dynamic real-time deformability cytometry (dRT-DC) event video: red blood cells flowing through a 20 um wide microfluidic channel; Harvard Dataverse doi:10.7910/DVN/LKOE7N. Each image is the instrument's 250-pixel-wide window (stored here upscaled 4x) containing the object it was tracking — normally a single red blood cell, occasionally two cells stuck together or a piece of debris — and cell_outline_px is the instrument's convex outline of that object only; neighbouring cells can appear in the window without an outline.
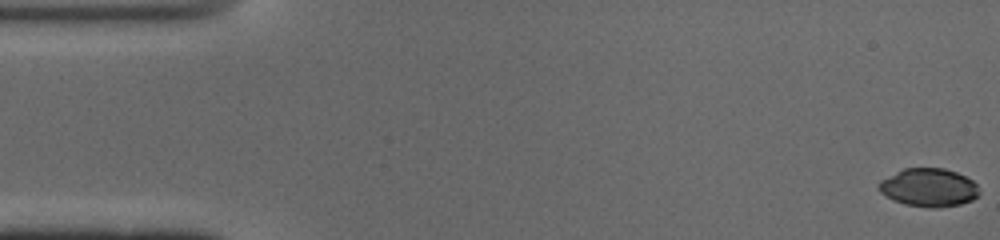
{"species": "common noctule bat (a hibernating species)", "species_latin": "Nyctalus noctula", "temperature_condition": "cold", "stored_images_in_passage": 51, "camera_frame_rate_fps": 3000, "um_per_image_px": 0.085, "animal": {"sex": "male", "body_mass_g": 19.0, "forearm_length_mm": 50.8}, "frame": {"image": 1, "passage_image": 1, "time_ms": 0.0, "image_size_px": [1000, 240], "cell_outline_px": [[980, 192], [972, 200], [960, 204], [940, 208], [932, 208], [904, 204], [892, 200], [884, 196], [876, 188], [880, 180], [904, 168], [944, 168], [956, 172], [972, 180], [976, 184]], "centroid_in_image_um": [78.91, 15.95], "position_along_channel_um": 6.1, "area_um2": 22.54}}
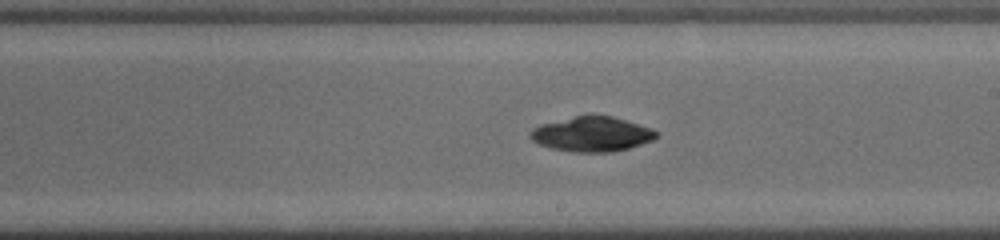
{"frame": {"image": 2, "passage_image": 29, "time_ms": 9.333, "image_size_px": [1000, 240], "cell_outline_px": [[660, 136], [652, 140], [628, 148], [612, 152], [572, 152], [552, 148], [540, 144], [532, 140], [528, 136], [532, 128], [540, 124], [576, 116], [612, 116], [652, 128], [660, 132]], "centroid_in_image_um": [50.33, 11.41], "position_along_channel_um": 238.7, "area_um2": 25.49}}
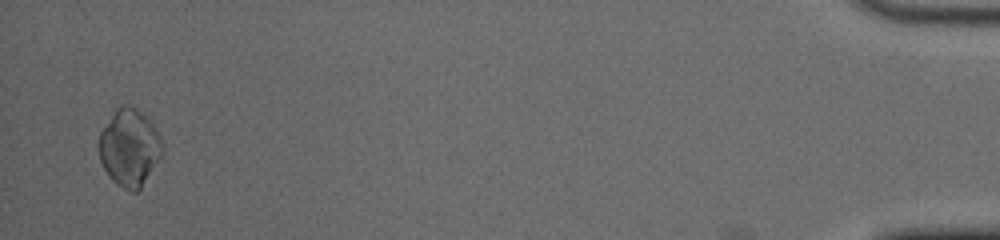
{"frame": {"image": 3, "passage_image": 50, "time_ms": 16.333, "image_size_px": [1000, 240], "cell_outline_px": [[160, 156], [140, 188], [136, 192], [132, 192], [116, 184], [108, 176], [100, 160], [100, 132], [116, 108], [124, 104], [136, 108], [148, 116], [156, 128], [160, 136]], "centroid_in_image_um": [10.98, 12.52], "position_along_channel_um": 424.2, "area_um2": 27.98}}